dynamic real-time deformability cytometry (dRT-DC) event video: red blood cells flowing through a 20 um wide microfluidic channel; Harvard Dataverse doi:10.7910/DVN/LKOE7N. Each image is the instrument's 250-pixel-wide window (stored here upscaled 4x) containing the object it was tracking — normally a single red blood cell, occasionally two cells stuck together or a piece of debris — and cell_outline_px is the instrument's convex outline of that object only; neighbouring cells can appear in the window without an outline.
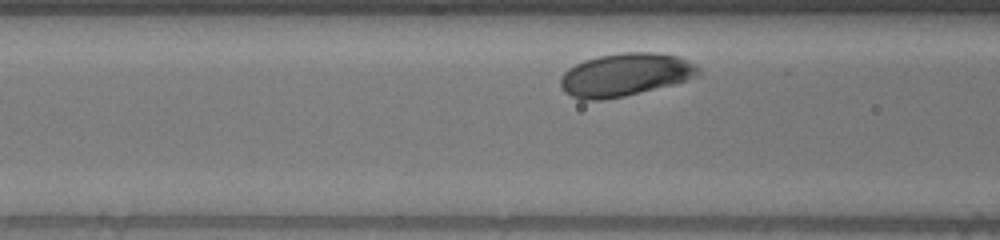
{"species": "human", "species_latin": "Homo sapiens", "temperature_condition": "warm", "stored_images_in_passage": 28, "camera_frame_rate_fps": 3000, "um_per_image_px": 0.085, "donor": {"sex": "male"}, "frame": {"image": 1, "passage_image": 5, "time_ms": 1.333, "image_size_px": [1000, 240], "cell_outline_px": [[700, 76], [672, 84], [624, 96], [600, 100], [580, 100], [564, 92], [560, 84], [560, 76], [568, 68], [584, 60], [596, 56], [624, 52], [652, 52], [680, 56], [696, 64], [700, 68]], "centroid_in_image_um": [53.14, 6.34], "position_along_channel_um": 113.5, "area_um2": 34.68}}
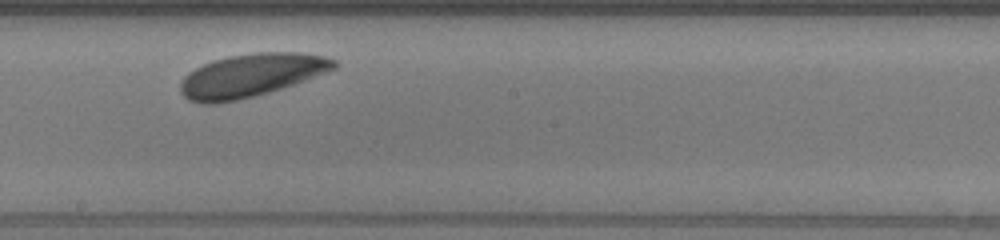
{"frame": {"image": 2, "passage_image": 15, "time_ms": 4.667, "image_size_px": [1000, 240], "cell_outline_px": [[336, 68], [304, 80], [268, 92], [236, 100], [212, 104], [200, 104], [188, 100], [180, 92], [180, 80], [188, 72], [212, 60], [228, 56], [256, 52], [300, 52], [324, 56], [336, 60]], "centroid_in_image_um": [21.29, 6.4], "position_along_channel_um": 226.9, "area_um2": 38.38}}
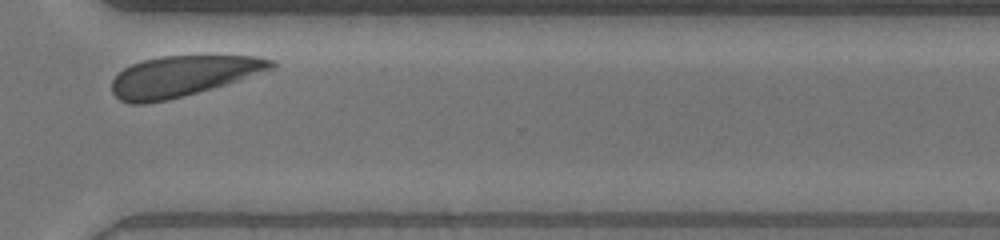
{"frame": {"image": 3, "passage_image": 26, "time_ms": 8.333, "image_size_px": [1000, 240], "cell_outline_px": [[276, 68], [212, 88], [184, 96], [168, 100], [144, 104], [128, 104], [120, 100], [112, 92], [112, 80], [124, 68], [132, 64], [144, 60], [160, 56], [208, 52], [260, 56], [276, 60]], "centroid_in_image_um": [15.64, 6.4], "position_along_channel_um": 355.0, "area_um2": 39.13}}